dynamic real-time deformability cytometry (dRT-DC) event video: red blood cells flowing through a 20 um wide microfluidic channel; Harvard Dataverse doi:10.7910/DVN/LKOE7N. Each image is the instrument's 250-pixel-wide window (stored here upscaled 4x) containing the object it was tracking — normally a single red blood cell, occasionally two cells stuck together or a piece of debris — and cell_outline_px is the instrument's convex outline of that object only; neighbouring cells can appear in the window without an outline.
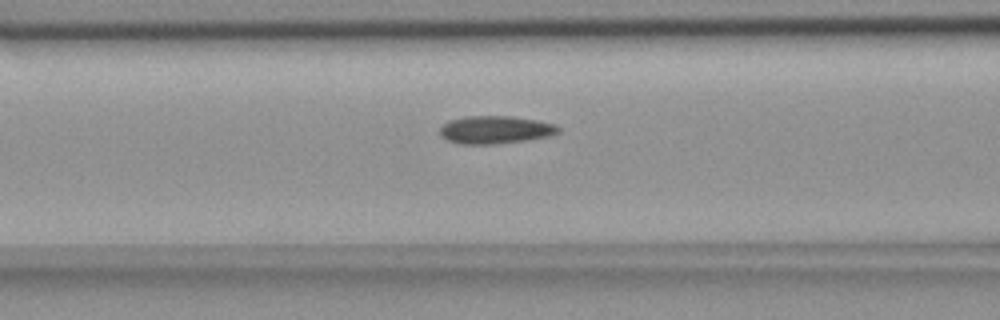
{"species": "common noctule bat (a hibernating species)", "species_latin": "Nyctalus noctula", "temperature_condition": "room temperature", "stored_images_in_passage": 37, "camera_frame_rate_fps": 3000, "um_per_image_px": 0.085, "animal": {"sex": "female", "body_mass_g": 18.4}, "frame": {"image": 1, "passage_image": 14, "time_ms": 4.333, "image_size_px": [1000, 320], "cell_outline_px": [[560, 132], [548, 136], [524, 140], [496, 144], [460, 144], [448, 140], [440, 136], [440, 128], [448, 120], [468, 116], [512, 116], [536, 120], [556, 124], [560, 128]], "centroid_in_image_um": [42.09, 11.03], "position_along_channel_um": 124.5, "area_um2": 19.19}}
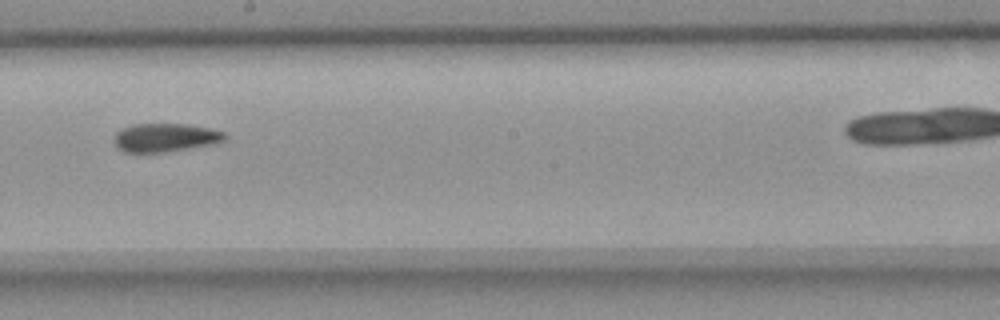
{"frame": {"image": 2, "passage_image": 23, "time_ms": 7.333, "image_size_px": [1000, 320], "cell_outline_px": [[228, 136], [224, 140], [216, 144], [164, 152], [124, 152], [112, 140], [116, 132], [132, 124], [188, 124], [208, 128], [224, 132]], "centroid_in_image_um": [14.07, 11.69], "position_along_channel_um": 234.1, "area_um2": 18.38}}
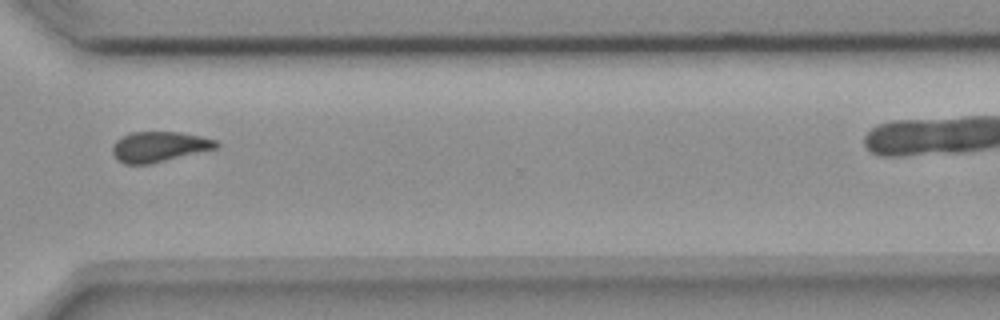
{"frame": {"image": 3, "passage_image": 33, "time_ms": 10.667, "image_size_px": [1000, 320], "cell_outline_px": [[220, 144], [216, 148], [148, 164], [124, 164], [112, 152], [112, 148], [116, 140], [132, 132], [180, 132], [200, 136], [216, 140]], "centroid_in_image_um": [13.53, 12.46], "position_along_channel_um": 357.1, "area_um2": 17.92}}